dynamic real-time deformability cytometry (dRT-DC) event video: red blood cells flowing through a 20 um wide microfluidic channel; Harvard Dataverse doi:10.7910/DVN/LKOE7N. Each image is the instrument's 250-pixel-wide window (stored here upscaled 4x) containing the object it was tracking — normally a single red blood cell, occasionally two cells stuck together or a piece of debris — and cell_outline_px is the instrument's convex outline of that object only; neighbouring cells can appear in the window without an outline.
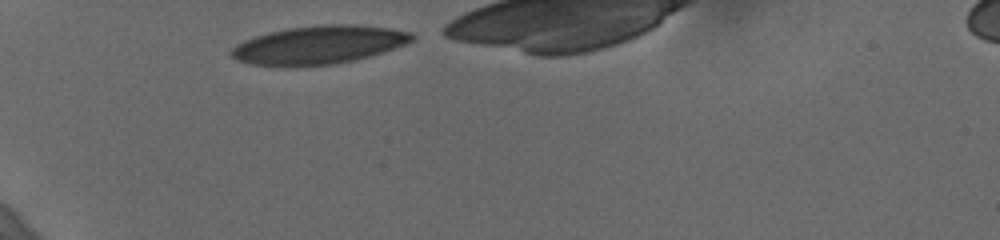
{"species": "human", "species_latin": "Homo sapiens", "temperature_condition": "cold", "stored_images_in_passage": 31, "camera_frame_rate_fps": 3000, "um_per_image_px": 0.085, "donor": {"sex": "female"}, "frame": {"image": 1, "passage_image": 1, "time_ms": 0.0, "image_size_px": [1000, 240], "cell_outline_px": [[416, 40], [368, 56], [352, 60], [332, 64], [292, 68], [288, 68], [252, 64], [236, 60], [228, 52], [236, 44], [244, 40], [268, 32], [288, 28], [324, 24], [356, 24], [392, 28], [412, 32], [416, 36]], "centroid_in_image_um": [27.06, 3.82], "position_along_channel_um": 57.9, "area_um2": 40.75}}
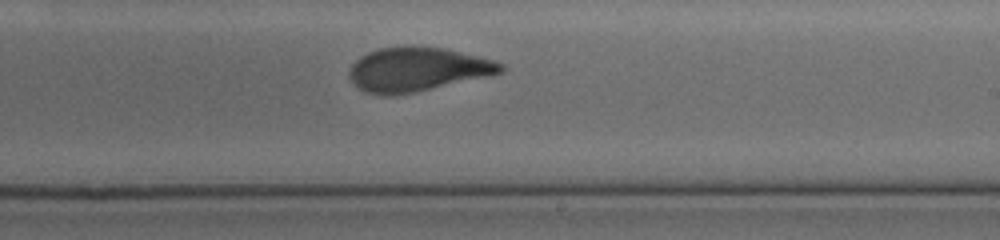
{"frame": {"image": 2, "passage_image": 19, "time_ms": 6.0, "image_size_px": [1000, 240], "cell_outline_px": [[504, 72], [492, 76], [412, 92], [388, 96], [384, 96], [368, 92], [360, 88], [348, 76], [348, 72], [352, 64], [360, 56], [368, 52], [380, 48], [404, 44], [444, 48], [492, 60], [504, 64]], "centroid_in_image_um": [35.48, 5.87], "position_along_channel_um": 253.5, "area_um2": 38.96}}
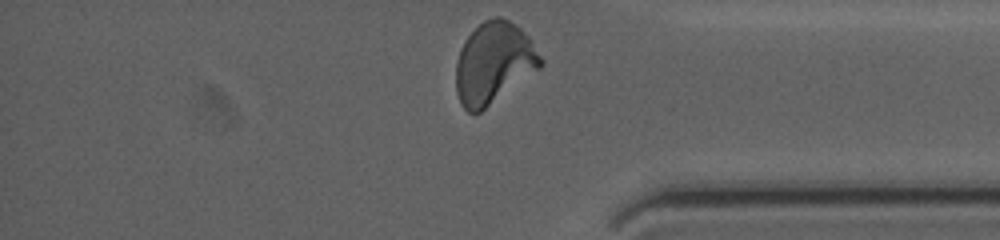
{"frame": {"image": 3, "passage_image": 31, "time_ms": 10.0, "image_size_px": [1000, 240], "cell_outline_px": [[544, 64], [540, 68], [480, 112], [468, 112], [460, 104], [456, 92], [456, 60], [460, 48], [468, 36], [484, 20], [496, 16], [500, 16], [516, 24], [532, 40], [544, 60]], "centroid_in_image_um": [41.97, 5.34], "position_along_channel_um": 393.2, "area_um2": 40.11}, "authors_computed_cell_mechanics": {"area_um2": 39.882, "velocity_mm_per_s": 3.6511, "shape_relaxation_time_tau1_ms": 6.0054, "shape_relaxation_time_tau2_ms": 0.9069, "deformation_change_tau1": 0.1975, "deformation_change_tau2": 0.0688}}